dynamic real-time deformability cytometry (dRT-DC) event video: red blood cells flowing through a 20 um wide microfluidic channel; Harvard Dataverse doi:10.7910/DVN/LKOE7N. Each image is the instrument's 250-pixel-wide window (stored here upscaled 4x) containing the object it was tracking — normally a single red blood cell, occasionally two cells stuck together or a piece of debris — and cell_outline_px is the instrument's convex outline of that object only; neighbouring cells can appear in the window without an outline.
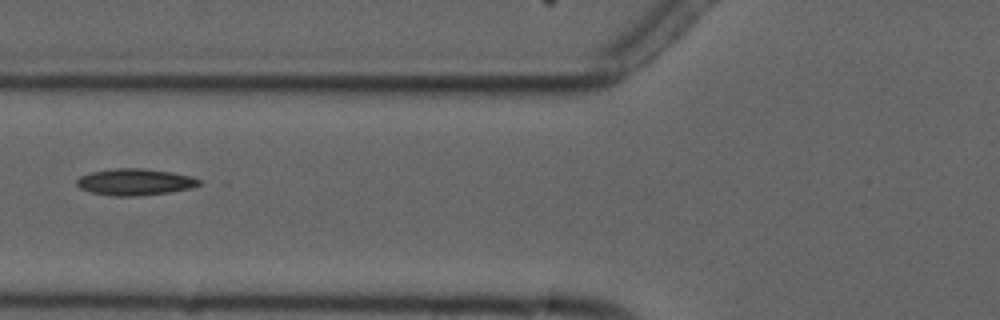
{"species": "common noctule bat (a hibernating species)", "species_latin": "Nyctalus noctula", "temperature_condition": "cold", "stored_images_in_passage": 7, "camera_frame_rate_fps": 3000, "um_per_image_px": 0.085, "animal": {"sex": "male", "forearm_length_mm": 52.5}, "frame": {"image": 1, "passage_image": 5, "time_ms": 4.667, "image_size_px": [1000, 320], "cell_outline_px": [[200, 184], [192, 188], [168, 192], [140, 196], [112, 196], [92, 192], [80, 188], [76, 184], [76, 180], [80, 176], [92, 172], [116, 168], [144, 168], [172, 172], [192, 176], [200, 180]], "centroid_in_image_um": [11.48, 15.46], "position_along_channel_um": 114.3, "area_um2": 18.96}}
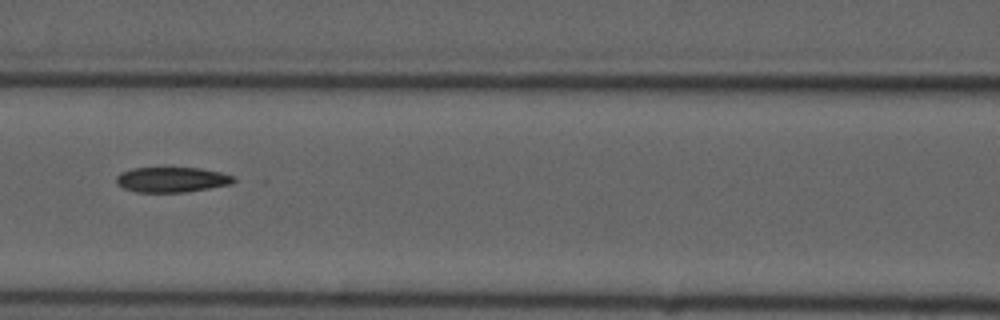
{"frame": {"image": 2, "passage_image": 6, "time_ms": 5.667, "image_size_px": [1000, 320], "cell_outline_px": [[236, 180], [232, 184], [184, 192], [136, 192], [124, 188], [116, 184], [116, 176], [120, 172], [132, 168], [200, 168], [220, 172], [236, 176]], "centroid_in_image_um": [14.6, 15.26], "position_along_channel_um": 152.0, "area_um2": 17.28}}
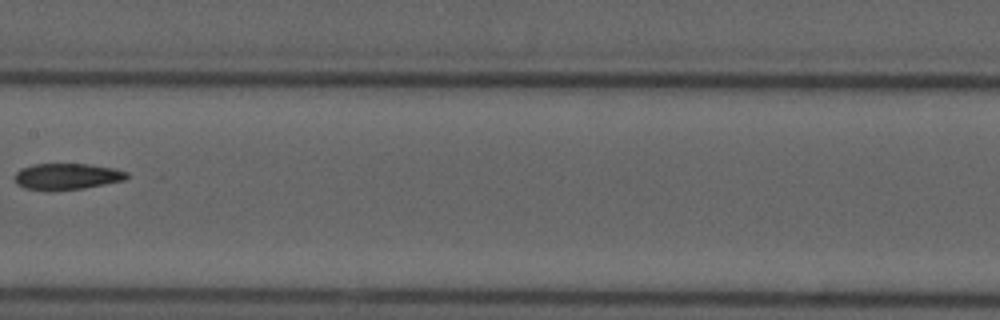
{"frame": {"image": 3, "passage_image": 7, "time_ms": 7.0, "image_size_px": [1000, 320], "cell_outline_px": [[128, 176], [124, 180], [84, 188], [24, 188], [16, 184], [16, 172], [20, 168], [32, 164], [88, 164], [116, 168], [128, 172]], "centroid_in_image_um": [5.73, 14.95], "position_along_channel_um": 201.7, "area_um2": 16.59}}